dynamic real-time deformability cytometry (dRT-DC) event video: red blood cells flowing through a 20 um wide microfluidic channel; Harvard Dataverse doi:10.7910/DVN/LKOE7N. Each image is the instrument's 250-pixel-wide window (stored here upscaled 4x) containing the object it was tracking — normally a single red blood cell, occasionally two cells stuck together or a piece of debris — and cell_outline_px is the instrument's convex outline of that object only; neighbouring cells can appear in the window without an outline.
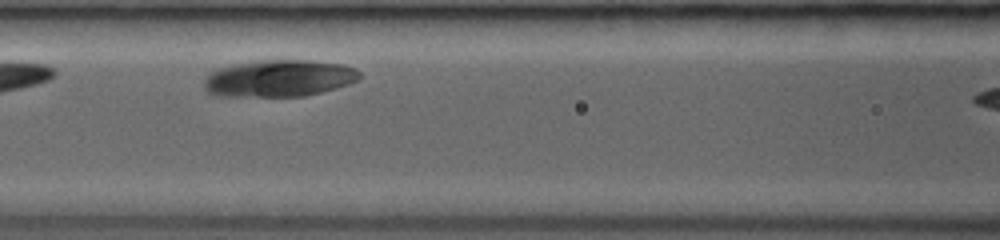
{"species": "common noctule bat (a hibernating species)", "species_latin": "Nyctalus noctula", "temperature_condition": "room temperature", "stored_images_in_passage": 8, "camera_frame_rate_fps": 3000, "um_per_image_px": 0.085, "animal": {"sex": "female", "body_mass_g": 19.0, "forearm_length_mm": 53.3}, "frame": {"image": 1, "passage_image": 6, "time_ms": 3.0, "image_size_px": [1000, 240], "cell_outline_px": [[360, 80], [336, 88], [304, 96], [216, 96], [208, 92], [204, 88], [204, 80], [212, 72], [220, 68], [232, 64], [260, 60], [308, 60], [340, 64], [356, 68], [360, 72]], "centroid_in_image_um": [23.73, 6.65], "position_along_channel_um": 142.9, "area_um2": 33.41}}